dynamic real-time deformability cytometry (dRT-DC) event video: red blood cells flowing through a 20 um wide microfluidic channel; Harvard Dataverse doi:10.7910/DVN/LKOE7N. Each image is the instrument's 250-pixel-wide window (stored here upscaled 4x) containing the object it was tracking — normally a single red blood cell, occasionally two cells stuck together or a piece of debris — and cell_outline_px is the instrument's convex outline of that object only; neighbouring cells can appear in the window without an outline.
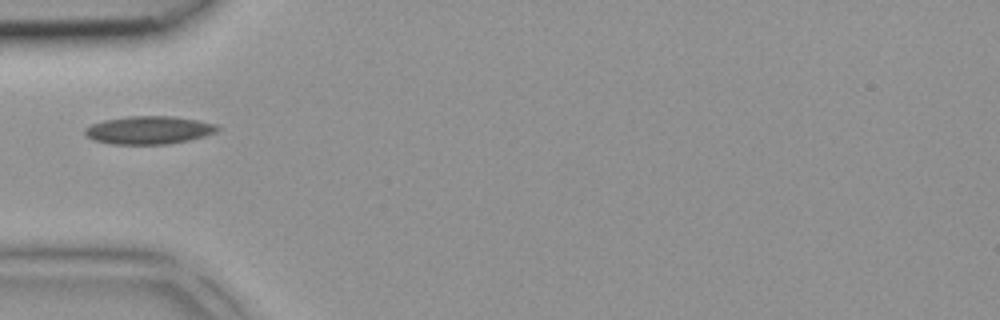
{"species": "common noctule bat (a hibernating species)", "species_latin": "Nyctalus noctula", "temperature_condition": "room temperature", "stored_images_in_passage": 1, "camera_frame_rate_fps": 3000, "um_per_image_px": 0.085, "animal": {"sex": "female", "body_mass_g": 18.4}, "frame": {"image": 1, "passage_image": 1, "time_ms": 0.0, "image_size_px": [1000, 320], "cell_outline_px": [[220, 128], [216, 132], [204, 136], [188, 140], [168, 144], [112, 144], [92, 140], [84, 132], [84, 128], [92, 124], [104, 120], [128, 116], [172, 116], [200, 120], [216, 124]], "centroid_in_image_um": [12.66, 11.05], "position_along_channel_um": 72.3, "area_um2": 21.68}}